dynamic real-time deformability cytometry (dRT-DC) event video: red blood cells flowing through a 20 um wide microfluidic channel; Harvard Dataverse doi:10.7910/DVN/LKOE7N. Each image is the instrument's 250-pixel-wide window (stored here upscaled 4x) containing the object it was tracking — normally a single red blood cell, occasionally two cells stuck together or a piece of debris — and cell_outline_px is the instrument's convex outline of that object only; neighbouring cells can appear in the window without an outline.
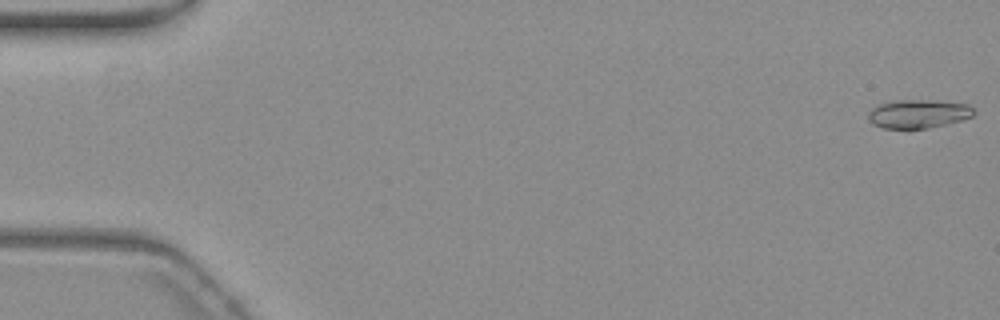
{"species": "common noctule bat (a hibernating species)", "species_latin": "Nyctalus noctula", "temperature_condition": "warm", "stored_images_in_passage": 55, "camera_frame_rate_fps": 3000, "um_per_image_px": 0.085, "animal": {"sex": "female", "body_mass_g": 19.3, "forearm_length_mm": 54.1}, "frame": {"image": 1, "passage_image": 1, "time_ms": 0.0, "image_size_px": [1000, 320], "cell_outline_px": [[976, 112], [972, 116], [964, 120], [948, 124], [908, 132], [884, 128], [872, 124], [868, 120], [868, 112], [872, 108], [888, 100], [924, 100], [968, 104]], "centroid_in_image_um": [78.01, 9.72], "position_along_channel_um": 7.0, "area_um2": 18.32}}
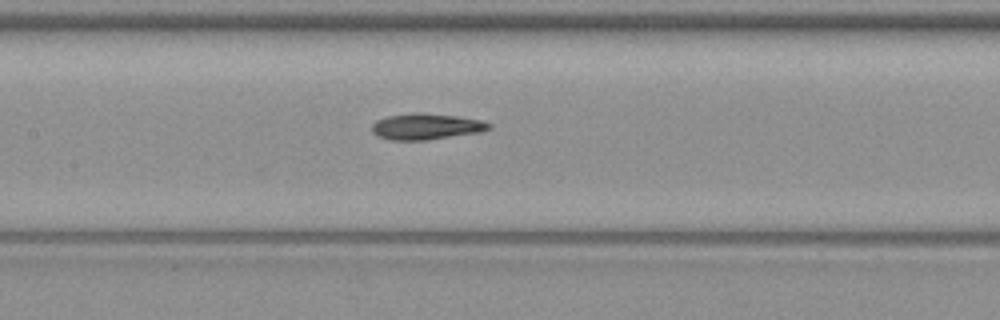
{"frame": {"image": 2, "passage_image": 27, "time_ms": 8.667, "image_size_px": [1000, 320], "cell_outline_px": [[492, 128], [480, 132], [428, 140], [388, 140], [376, 136], [372, 132], [372, 124], [376, 120], [388, 116], [412, 112], [420, 112], [456, 116], [480, 120], [492, 124]], "centroid_in_image_um": [36.2, 10.75], "position_along_channel_um": 171.2, "area_um2": 17.98}}
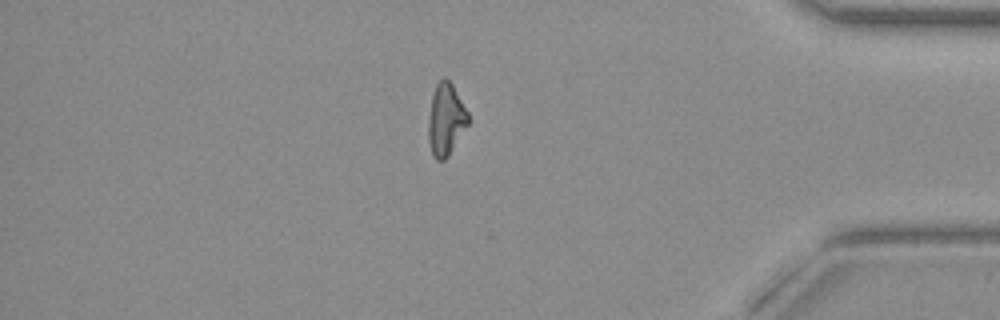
{"frame": {"image": 3, "passage_image": 48, "time_ms": 15.667, "image_size_px": [1000, 320], "cell_outline_px": [[468, 124], [448, 156], [444, 160], [436, 160], [432, 156], [428, 140], [428, 120], [432, 96], [436, 84], [444, 76], [452, 84], [468, 112]], "centroid_in_image_um": [37.88, 10.17], "position_along_channel_um": 397.3, "area_um2": 16.59}}